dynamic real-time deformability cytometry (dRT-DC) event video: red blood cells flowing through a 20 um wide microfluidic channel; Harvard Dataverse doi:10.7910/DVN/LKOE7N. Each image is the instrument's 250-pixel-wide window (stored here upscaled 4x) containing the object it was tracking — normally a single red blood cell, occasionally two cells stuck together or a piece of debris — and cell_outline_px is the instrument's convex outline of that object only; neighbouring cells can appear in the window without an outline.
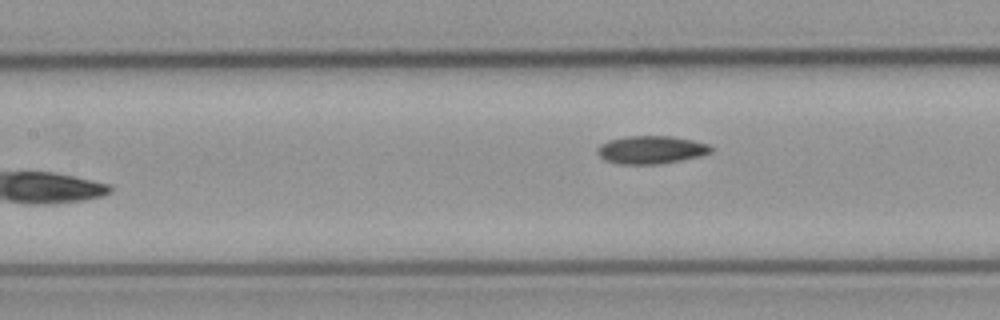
{"species": "common noctule bat (a hibernating species)", "species_latin": "Nyctalus noctula", "temperature_condition": "cold", "stored_images_in_passage": 7, "camera_frame_rate_fps": 3000, "um_per_image_px": 0.085, "animal": {"sex": "male", "body_mass_g": 23.1, "forearm_length_mm": 52.7}, "frame": {"image": 1, "passage_image": 7, "time_ms": 7.0, "image_size_px": [1000, 320], "cell_outline_px": [[712, 152], [700, 156], [660, 164], [620, 164], [604, 160], [596, 152], [596, 148], [600, 144], [608, 140], [628, 136], [672, 136], [692, 140], [708, 144], [712, 148]], "centroid_in_image_um": [55.31, 12.73], "position_along_channel_um": 152.1, "area_um2": 18.55}}